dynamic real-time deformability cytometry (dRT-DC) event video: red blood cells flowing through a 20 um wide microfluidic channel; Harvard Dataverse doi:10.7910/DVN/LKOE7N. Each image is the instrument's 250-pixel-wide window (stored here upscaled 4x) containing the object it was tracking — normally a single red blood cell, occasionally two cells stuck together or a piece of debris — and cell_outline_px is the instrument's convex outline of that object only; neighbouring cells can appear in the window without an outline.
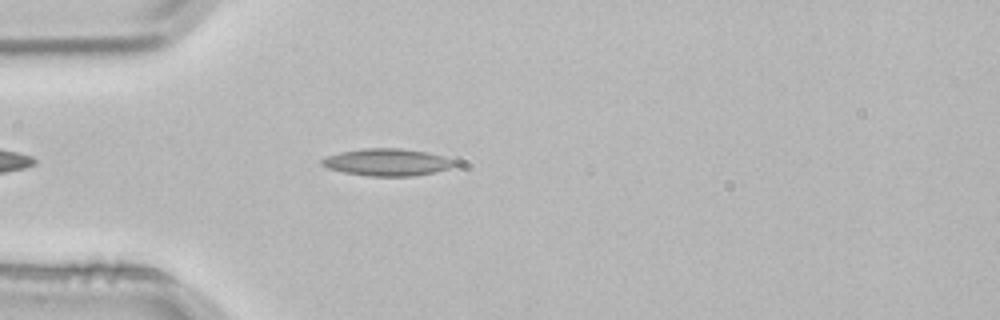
{"species": "common noctule bat (a hibernating species)", "species_latin": "Nyctalus noctula", "temperature_condition": "room temperature", "stored_images_in_passage": 21, "camera_frame_rate_fps": 3000, "um_per_image_px": 0.085, "animal": {"sex": "male", "body_mass_g": 21.5, "forearm_length_mm": 52.0}, "frame": {"image": 1, "passage_image": 7, "time_ms": 2.0, "image_size_px": [1000, 320], "cell_outline_px": [[460, 164], [452, 168], [412, 176], [368, 176], [344, 172], [328, 168], [320, 164], [320, 160], [328, 156], [340, 152], [364, 148], [400, 148], [428, 152], [444, 156], [456, 160]], "centroid_in_image_um": [32.96, 13.78], "position_along_channel_um": 52.0, "area_um2": 21.15}}
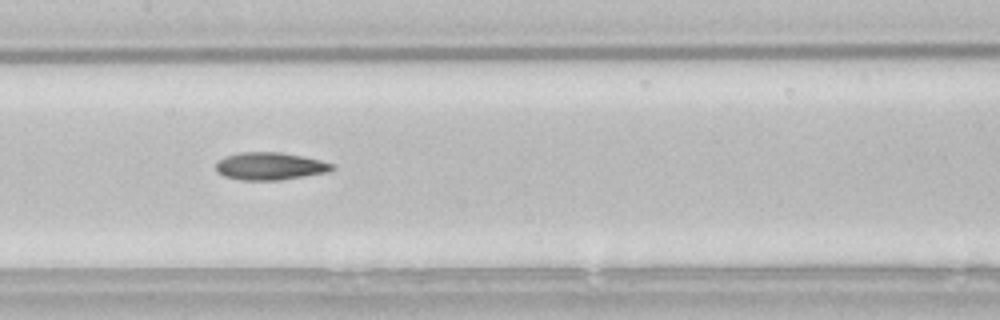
{"frame": {"image": 2, "passage_image": 18, "time_ms": 5.667, "image_size_px": [1000, 320], "cell_outline_px": [[336, 168], [328, 172], [280, 180], [240, 180], [224, 176], [216, 172], [216, 164], [224, 156], [240, 152], [280, 152], [304, 156], [336, 164]], "centroid_in_image_um": [22.97, 14.12], "position_along_channel_um": 184.4, "area_um2": 18.84}}